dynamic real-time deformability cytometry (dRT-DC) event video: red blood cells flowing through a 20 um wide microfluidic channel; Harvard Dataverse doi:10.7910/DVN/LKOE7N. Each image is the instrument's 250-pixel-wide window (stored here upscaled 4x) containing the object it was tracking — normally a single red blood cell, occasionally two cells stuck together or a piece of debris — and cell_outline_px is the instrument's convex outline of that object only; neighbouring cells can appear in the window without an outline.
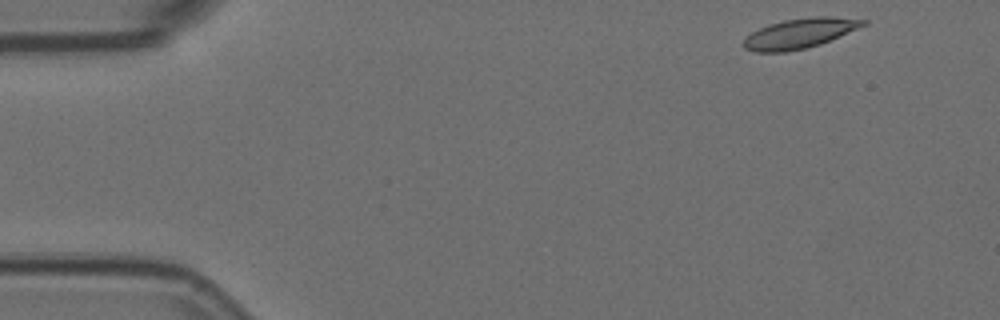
{"species": "Egyptian fruit bat (a non-hibernating species)", "species_latin": "Rousettus aegyptiacus", "temperature_condition": "room temperature", "stored_images_in_passage": 10, "camera_frame_rate_fps": 3000, "um_per_image_px": 0.085, "animal": {"sex": "female"}, "frame": {"image": 1, "passage_image": 1, "time_ms": 0.0, "image_size_px": [1000, 320], "cell_outline_px": [[868, 24], [820, 44], [804, 48], [784, 52], [756, 52], [744, 48], [740, 44], [752, 32], [768, 24], [784, 20], [812, 16], [832, 16], [868, 20]], "centroid_in_image_um": [67.97, 2.82], "position_along_channel_um": 17.0, "area_um2": 20.81}}